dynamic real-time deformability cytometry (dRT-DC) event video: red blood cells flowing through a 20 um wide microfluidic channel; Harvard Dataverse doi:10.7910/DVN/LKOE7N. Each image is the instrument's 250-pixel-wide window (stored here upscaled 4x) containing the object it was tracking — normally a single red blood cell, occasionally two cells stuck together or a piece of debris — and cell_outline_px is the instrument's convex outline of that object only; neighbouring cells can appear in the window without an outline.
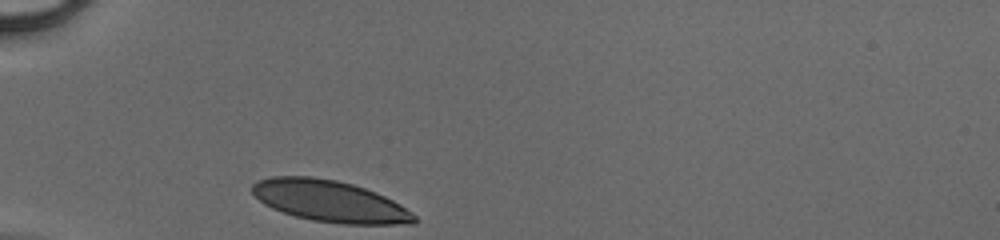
{"species": "human", "species_latin": "Homo sapiens", "temperature_condition": "cold", "stored_images_in_passage": 26, "camera_frame_rate_fps": 3000, "um_per_image_px": 0.085, "donor": {"sex": "male"}, "frame": {"image": 1, "passage_image": 1, "time_ms": 0.0, "image_size_px": [1000, 240], "cell_outline_px": [[416, 224], [344, 224], [312, 220], [296, 216], [272, 208], [264, 204], [252, 192], [252, 184], [256, 180], [272, 176], [312, 176], [336, 180], [352, 184], [376, 192], [400, 204], [412, 212], [416, 216]], "centroid_in_image_um": [28.03, 17.09], "position_along_channel_um": 57.0, "area_um2": 39.13}}
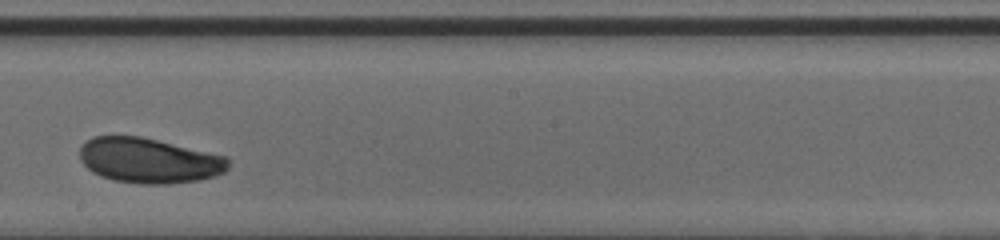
{"frame": {"image": 2, "passage_image": 15, "time_ms": 4.667, "image_size_px": [1000, 240], "cell_outline_px": [[228, 168], [224, 172], [200, 180], [168, 184], [140, 184], [116, 180], [100, 176], [92, 172], [80, 160], [80, 148], [92, 136], [140, 136], [228, 156]], "centroid_in_image_um": [12.67, 13.64], "position_along_channel_um": 235.5, "area_um2": 39.02}}
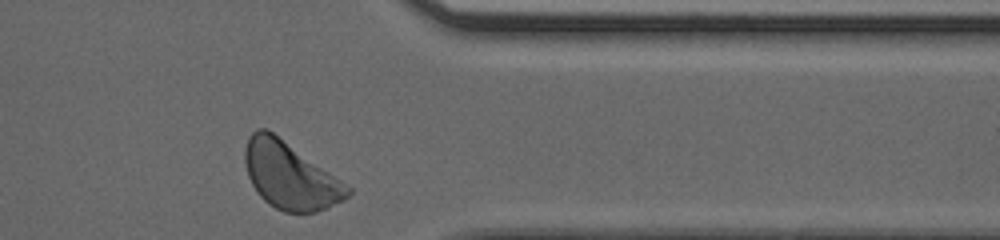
{"frame": {"image": 3, "passage_image": 26, "time_ms": 8.333, "image_size_px": [1000, 240], "cell_outline_px": [[352, 192], [344, 200], [328, 208], [316, 212], [284, 212], [268, 204], [260, 196], [252, 184], [248, 176], [244, 160], [244, 148], [248, 136], [256, 128], [268, 128], [352, 188]], "centroid_in_image_um": [24.63, 14.92], "position_along_channel_um": 386.8, "area_um2": 40.06}}